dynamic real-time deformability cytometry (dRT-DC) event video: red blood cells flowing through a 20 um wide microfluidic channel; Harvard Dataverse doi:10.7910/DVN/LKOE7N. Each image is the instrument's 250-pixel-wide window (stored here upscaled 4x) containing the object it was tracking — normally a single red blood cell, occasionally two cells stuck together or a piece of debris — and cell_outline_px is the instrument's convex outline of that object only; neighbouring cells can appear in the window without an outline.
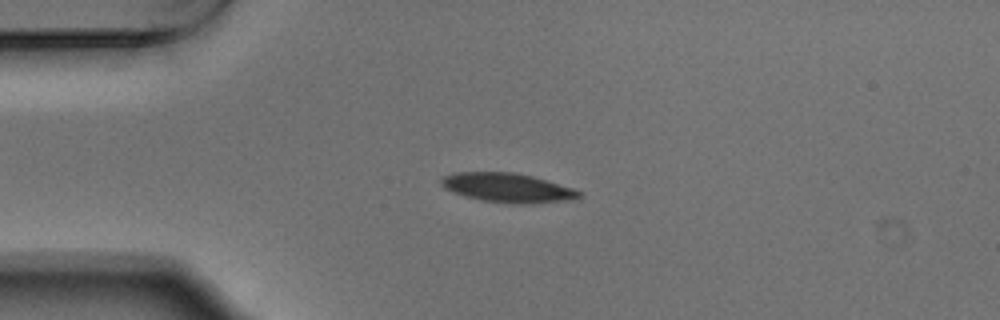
{"species": "Egyptian fruit bat (a non-hibernating species)", "species_latin": "Rousettus aegyptiacus", "temperature_condition": "warm", "stored_images_in_passage": 53, "camera_frame_rate_fps": 3000, "um_per_image_px": 0.085, "animal": {"sex": "male"}, "frame": {"image": 1, "passage_image": 12, "time_ms": 3.667, "image_size_px": [1000, 320], "cell_outline_px": [[580, 196], [572, 200], [512, 204], [484, 200], [464, 196], [452, 192], [444, 188], [440, 184], [440, 180], [444, 176], [452, 172], [512, 172], [532, 176], [572, 188], [580, 192]], "centroid_in_image_um": [43.07, 15.95], "position_along_channel_um": 41.9, "area_um2": 23.18}}
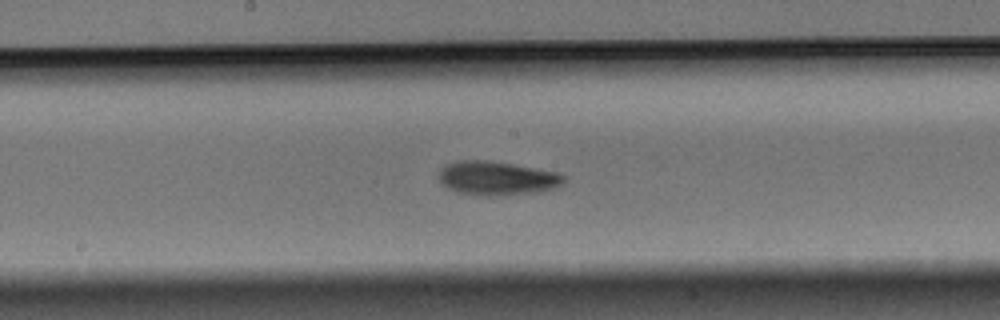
{"frame": {"image": 2, "passage_image": 27, "time_ms": 8.667, "image_size_px": [1000, 320], "cell_outline_px": [[564, 180], [556, 188], [536, 192], [492, 196], [484, 196], [456, 192], [440, 184], [436, 176], [440, 168], [456, 160], [484, 160], [512, 164], [556, 172], [564, 176]], "centroid_in_image_um": [42.15, 15.15], "position_along_channel_um": 206.1, "area_um2": 24.74}}
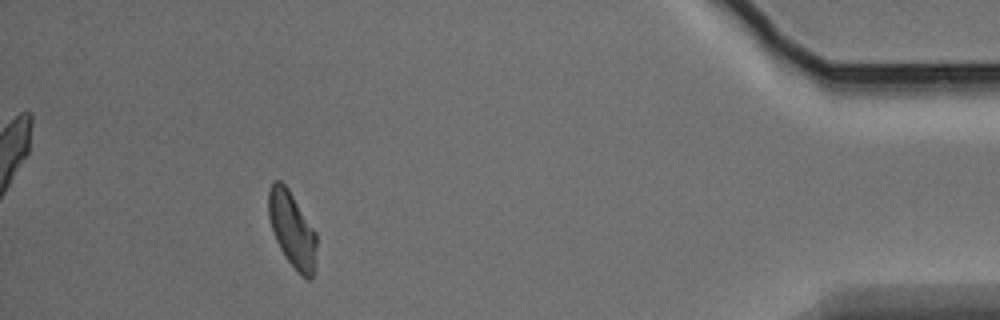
{"frame": {"image": 3, "passage_image": 48, "time_ms": 15.667, "image_size_px": [1000, 320], "cell_outline_px": [[316, 248], [312, 276], [308, 280], [288, 260], [280, 248], [276, 240], [268, 216], [268, 192], [272, 180], [280, 180], [288, 188], [316, 232]], "centroid_in_image_um": [24.8, 19.43], "position_along_channel_um": 410.4, "area_um2": 20.63}, "authors_computed_cell_mechanics": {"area_um2": 22.5998, "velocity_mm_per_s": 3.7281, "shape_relaxation_time_tau1_ms": 3.0964, "shape_relaxation_time_tau2_ms": 7.1088, "deformation_change_tau1": 0.1108, "deformation_change_tau2": 0.1356}}